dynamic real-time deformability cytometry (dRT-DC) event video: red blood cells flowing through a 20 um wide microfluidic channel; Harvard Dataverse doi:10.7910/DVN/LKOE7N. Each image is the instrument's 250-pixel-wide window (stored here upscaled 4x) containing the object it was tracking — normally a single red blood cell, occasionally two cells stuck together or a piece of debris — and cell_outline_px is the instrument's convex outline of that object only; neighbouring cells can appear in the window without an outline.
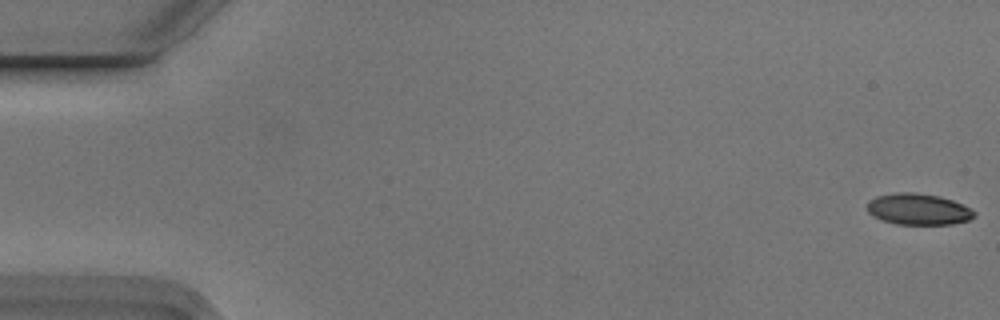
{"species": "Egyptian fruit bat (a non-hibernating species)", "species_latin": "Rousettus aegyptiacus", "temperature_condition": "cold", "stored_images_in_passage": 8, "camera_frame_rate_fps": 3000, "um_per_image_px": 0.085, "animal": {"sex": "male"}, "frame": {"image": 1, "passage_image": 1, "time_ms": 0.0, "image_size_px": [1000, 320], "cell_outline_px": [[976, 216], [968, 220], [952, 224], [896, 224], [880, 220], [872, 216], [868, 212], [868, 200], [876, 196], [896, 192], [912, 192], [940, 196], [964, 204], [976, 212]], "centroid_in_image_um": [78.05, 17.78], "position_along_channel_um": 6.9, "area_um2": 19.71}}
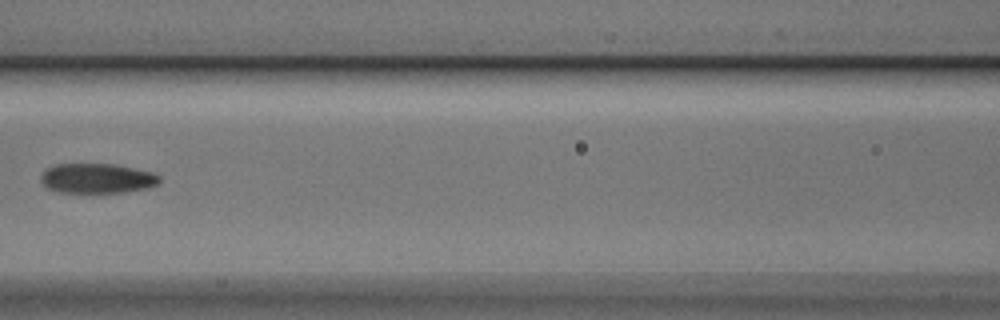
{"frame": {"image": 2, "passage_image": 7, "time_ms": 2.0, "image_size_px": [1000, 320], "cell_outline_px": [[160, 180], [156, 184], [148, 188], [124, 192], [60, 192], [48, 188], [40, 180], [40, 176], [48, 168], [56, 164], [112, 164], [152, 172], [160, 176]], "centroid_in_image_um": [8.25, 15.16], "position_along_channel_um": 158.3, "area_um2": 20.35}}
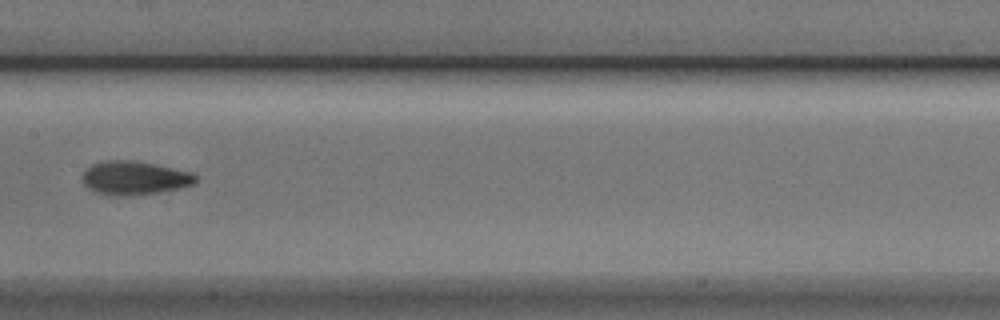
{"frame": {"image": 3, "passage_image": 8, "time_ms": 2.333, "image_size_px": [1000, 320], "cell_outline_px": [[196, 180], [192, 184], [180, 188], [156, 192], [128, 196], [112, 196], [96, 192], [88, 188], [84, 184], [84, 172], [92, 164], [108, 160], [128, 160], [152, 164], [192, 172], [196, 176]], "centroid_in_image_um": [11.41, 15.14], "position_along_channel_um": 196.0, "area_um2": 21.79}}